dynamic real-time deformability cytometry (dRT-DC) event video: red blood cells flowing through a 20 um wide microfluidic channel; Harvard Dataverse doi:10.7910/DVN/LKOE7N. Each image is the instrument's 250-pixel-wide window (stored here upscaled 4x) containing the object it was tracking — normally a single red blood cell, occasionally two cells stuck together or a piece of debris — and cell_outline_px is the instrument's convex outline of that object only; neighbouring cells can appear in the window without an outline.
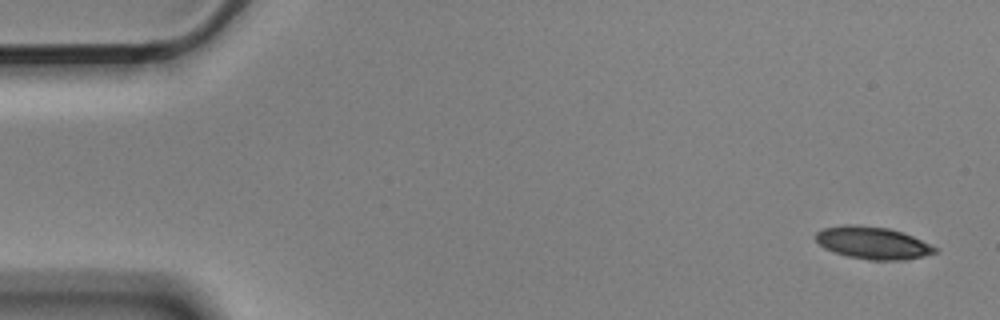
{"species": "Egyptian fruit bat (a non-hibernating species)", "species_latin": "Rousettus aegyptiacus", "temperature_condition": "cold", "stored_images_in_passage": 5, "segment_of_instrument_passage": [1, 2], "camera_frame_rate_fps": 3000, "um_per_image_px": 0.085, "animal": {"sex": "male"}, "frame": {"image": 1, "passage_image": 1, "time_ms": 0.0, "image_size_px": [1000, 320], "cell_outline_px": [[940, 248], [936, 252], [924, 256], [900, 260], [868, 260], [848, 256], [824, 248], [816, 240], [816, 232], [824, 228], [844, 224], [860, 224], [888, 228], [904, 232]], "centroid_in_image_um": [74.21, 20.63], "position_along_channel_um": 10.8, "area_um2": 22.6}}